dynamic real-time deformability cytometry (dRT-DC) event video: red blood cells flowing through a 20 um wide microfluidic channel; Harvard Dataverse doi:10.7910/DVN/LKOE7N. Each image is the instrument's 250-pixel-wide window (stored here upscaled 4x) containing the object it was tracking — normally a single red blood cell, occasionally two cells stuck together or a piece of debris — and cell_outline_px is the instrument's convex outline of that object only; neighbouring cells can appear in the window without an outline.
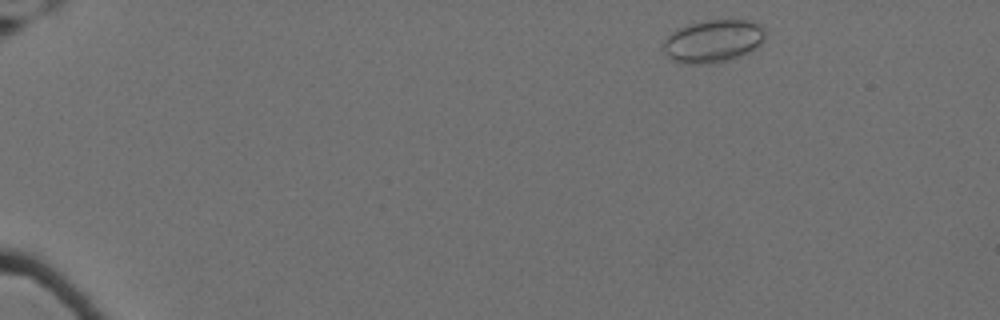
{"species": "Egyptian fruit bat (a non-hibernating species)", "species_latin": "Rousettus aegyptiacus", "temperature_condition": "cold", "stored_images_in_passage": 54, "camera_frame_rate_fps": 3000, "um_per_image_px": 0.085, "animal": {"sex": "female"}, "frame": {"image": 1, "passage_image": 3, "time_ms": 0.667, "image_size_px": [1000, 320], "cell_outline_px": [[764, 40], [760, 44], [748, 52], [728, 60], [708, 64], [672, 60], [664, 52], [664, 40], [676, 28], [688, 24], [708, 20], [748, 20], [764, 24]], "centroid_in_image_um": [60.64, 3.46], "position_along_channel_um": 24.4, "area_um2": 25.09}}
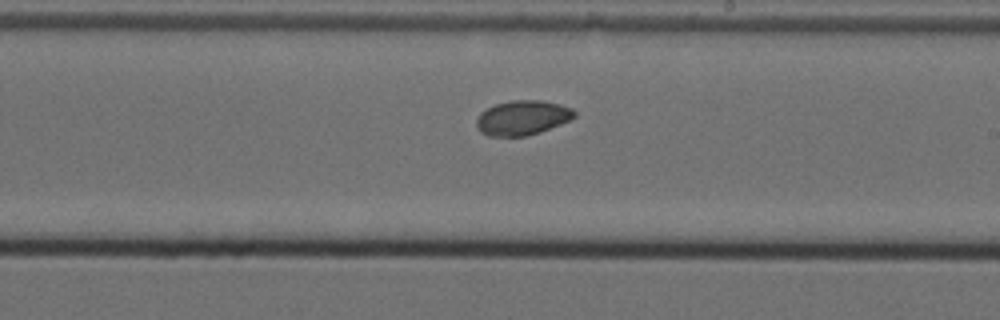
{"frame": {"image": 2, "passage_image": 32, "time_ms": 10.333, "image_size_px": [1000, 320], "cell_outline_px": [[576, 116], [560, 124], [540, 132], [528, 136], [488, 136], [480, 132], [476, 128], [476, 120], [480, 112], [496, 104], [512, 100], [540, 100], [560, 104], [572, 108], [576, 112]], "centroid_in_image_um": [44.39, 10.01], "position_along_channel_um": 244.6, "area_um2": 19.83}}
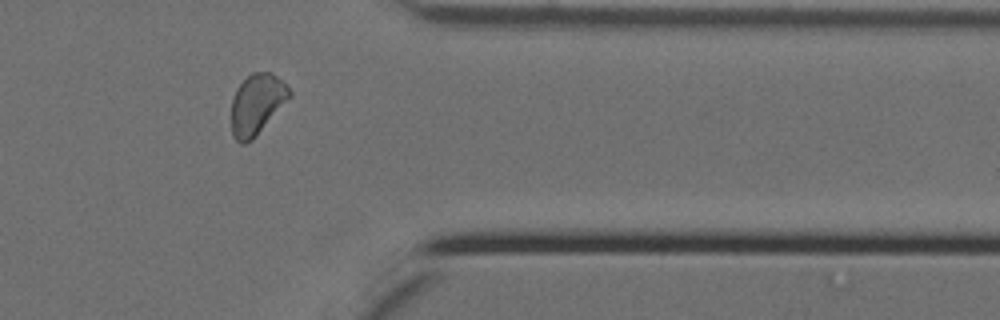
{"frame": {"image": 3, "passage_image": 45, "time_ms": 14.667, "image_size_px": [1000, 320], "cell_outline_px": [[292, 96], [256, 136], [252, 140], [244, 144], [240, 144], [232, 136], [232, 100], [236, 88], [252, 72], [272, 72], [292, 92]], "centroid_in_image_um": [21.83, 8.87], "position_along_channel_um": 389.6, "area_um2": 20.4}, "authors_computed_cell_mechanics": {"area_um2": 20.2011, "velocity_mm_per_s": 3.4922, "shape_relaxation_time_tau1_ms": null, "shape_relaxation_time_tau2_ms": 11.1445, "deformation_change_tau1": null, "deformation_change_tau2": 0.1055}}